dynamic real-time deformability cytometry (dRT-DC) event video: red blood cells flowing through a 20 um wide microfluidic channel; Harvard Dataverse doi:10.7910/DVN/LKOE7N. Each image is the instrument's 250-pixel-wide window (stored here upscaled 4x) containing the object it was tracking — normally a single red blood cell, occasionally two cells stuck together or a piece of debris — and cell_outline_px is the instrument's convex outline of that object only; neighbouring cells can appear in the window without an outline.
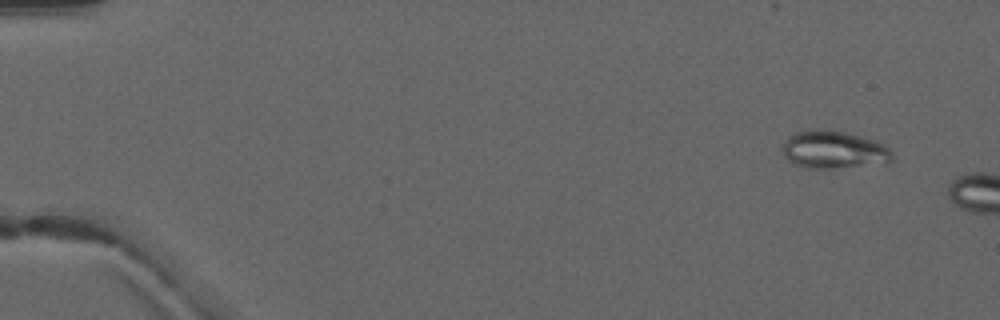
{"species": "common noctule bat (a hibernating species)", "species_latin": "Nyctalus noctula", "temperature_condition": "warm", "stored_images_in_passage": 3, "camera_frame_rate_fps": 3000, "um_per_image_px": 0.085, "animal": {"sex": "male", "forearm_length_mm": 52.5}, "frame": {"image": 1, "passage_image": 2, "time_ms": 1.0, "image_size_px": [1000, 320], "cell_outline_px": [[892, 160], [832, 168], [804, 168], [792, 164], [784, 156], [780, 148], [784, 140], [792, 132], [808, 128], [828, 128], [848, 132], [864, 136], [876, 140], [884, 144], [892, 152]], "centroid_in_image_um": [70.74, 12.66], "position_along_channel_um": 14.3, "area_um2": 24.57}}